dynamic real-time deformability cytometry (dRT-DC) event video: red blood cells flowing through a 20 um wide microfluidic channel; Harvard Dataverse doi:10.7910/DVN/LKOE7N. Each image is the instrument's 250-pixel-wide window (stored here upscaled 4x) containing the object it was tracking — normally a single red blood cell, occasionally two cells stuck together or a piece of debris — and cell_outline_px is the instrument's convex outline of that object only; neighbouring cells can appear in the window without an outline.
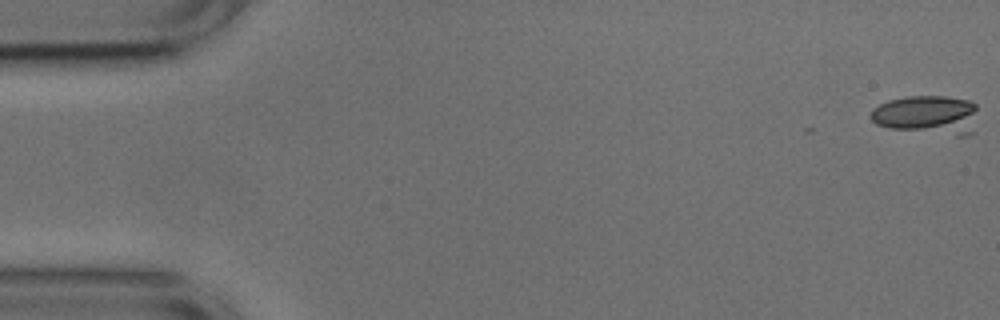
{"species": "common noctule bat (a hibernating species)", "species_latin": "Nyctalus noctula", "temperature_condition": "cold", "stored_images_in_passage": 2, "camera_frame_rate_fps": 3000, "um_per_image_px": 0.085, "animal": {"sex": "male", "body_mass_g": 17.9, "forearm_length_mm": 54.2}, "frame": {"image": 1, "passage_image": 2, "time_ms": 0.333, "image_size_px": [1000, 320], "cell_outline_px": [[976, 108], [972, 132], [968, 136], [956, 136], [888, 128], [876, 124], [872, 120], [872, 108], [888, 100], [908, 96], [944, 96], [968, 100], [976, 104]], "centroid_in_image_um": [78.81, 9.77], "position_along_channel_um": 6.2, "area_um2": 24.39}}